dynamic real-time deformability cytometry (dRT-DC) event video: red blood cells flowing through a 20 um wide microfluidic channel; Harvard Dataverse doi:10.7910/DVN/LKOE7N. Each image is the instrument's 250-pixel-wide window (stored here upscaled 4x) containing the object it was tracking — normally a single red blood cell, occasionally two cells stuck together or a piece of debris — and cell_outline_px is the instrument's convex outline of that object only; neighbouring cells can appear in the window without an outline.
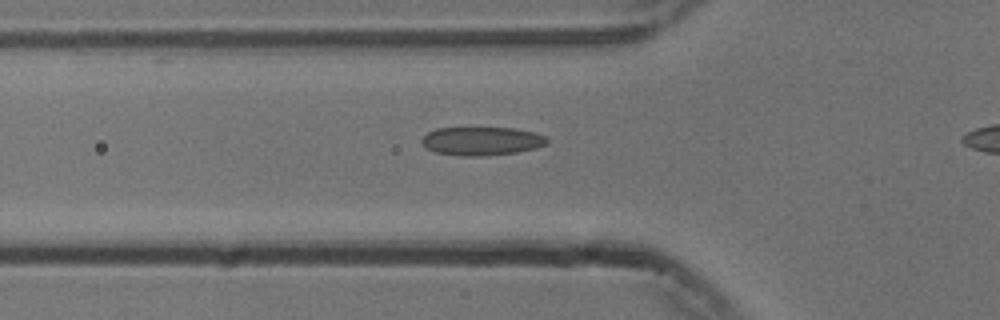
{"species": "common noctule bat (a hibernating species)", "species_latin": "Nyctalus noctula", "temperature_condition": "cold", "stored_images_in_passage": 22, "camera_frame_rate_fps": 3000, "um_per_image_px": 0.085, "animal": {"sex": "male", "body_mass_g": 13.3}, "frame": {"image": 1, "passage_image": 10, "time_ms": 3.0, "image_size_px": [1000, 320], "cell_outline_px": [[548, 140], [544, 144], [536, 148], [516, 152], [484, 156], [460, 156], [436, 152], [428, 148], [420, 140], [428, 132], [436, 128], [512, 128], [532, 132], [544, 136]], "centroid_in_image_um": [40.91, 11.99], "position_along_channel_um": 84.9, "area_um2": 20.52}}
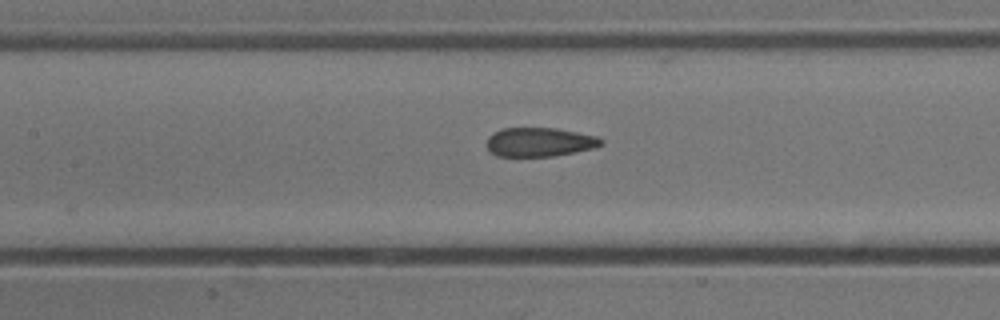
{"frame": {"image": 2, "passage_image": 16, "time_ms": 5.0, "image_size_px": [1000, 320], "cell_outline_px": [[604, 144], [596, 148], [552, 156], [496, 156], [488, 148], [488, 136], [492, 132], [504, 128], [556, 128], [596, 136], [604, 140]], "centroid_in_image_um": [45.89, 12.07], "position_along_channel_um": 161.5, "area_um2": 19.31}}
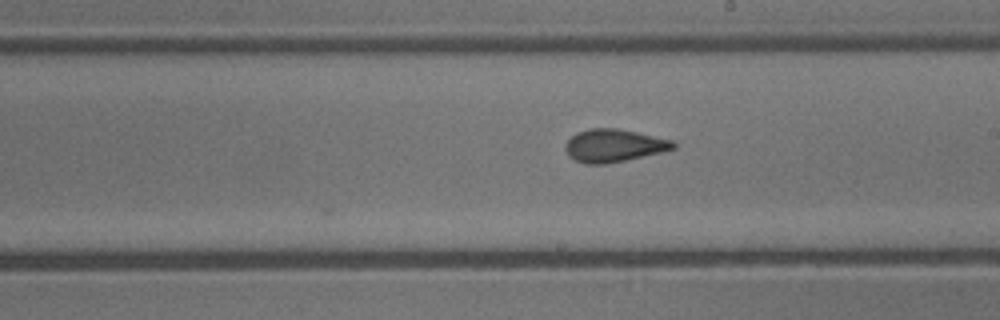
{"frame": {"image": 3, "passage_image": 22, "time_ms": 7.0, "image_size_px": [1000, 320], "cell_outline_px": [[676, 148], [660, 152], [624, 160], [604, 164], [584, 164], [568, 156], [564, 148], [564, 144], [576, 132], [588, 128], [616, 128], [636, 132], [672, 140], [676, 144]], "centroid_in_image_um": [52.12, 12.37], "position_along_channel_um": 236.9, "area_um2": 20.52}}